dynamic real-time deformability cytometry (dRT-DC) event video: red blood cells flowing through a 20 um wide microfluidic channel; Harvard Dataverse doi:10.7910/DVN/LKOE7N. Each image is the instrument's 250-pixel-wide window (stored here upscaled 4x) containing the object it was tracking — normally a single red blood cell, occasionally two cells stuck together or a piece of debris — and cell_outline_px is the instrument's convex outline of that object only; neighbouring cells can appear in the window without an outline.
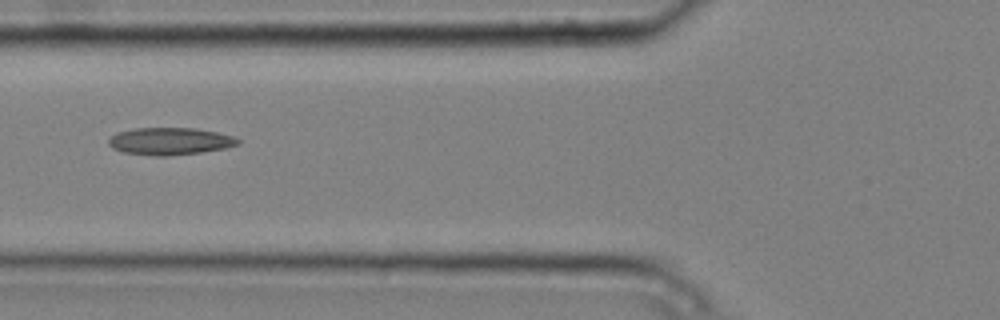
{"species": "common noctule bat (a hibernating species)", "species_latin": "Nyctalus noctula", "temperature_condition": "cold", "stored_images_in_passage": 6, "camera_frame_rate_fps": 3000, "um_per_image_px": 0.085, "animal": {"sex": "male", "body_mass_g": 20.4}, "frame": {"image": 1, "passage_image": 6, "time_ms": 1.667, "image_size_px": [1000, 320], "cell_outline_px": [[240, 144], [224, 148], [200, 152], [168, 156], [156, 156], [124, 152], [112, 148], [108, 144], [108, 140], [116, 132], [132, 128], [196, 128], [216, 132], [232, 136], [240, 140]], "centroid_in_image_um": [14.42, 12.0], "position_along_channel_um": 111.4, "area_um2": 20.52}}